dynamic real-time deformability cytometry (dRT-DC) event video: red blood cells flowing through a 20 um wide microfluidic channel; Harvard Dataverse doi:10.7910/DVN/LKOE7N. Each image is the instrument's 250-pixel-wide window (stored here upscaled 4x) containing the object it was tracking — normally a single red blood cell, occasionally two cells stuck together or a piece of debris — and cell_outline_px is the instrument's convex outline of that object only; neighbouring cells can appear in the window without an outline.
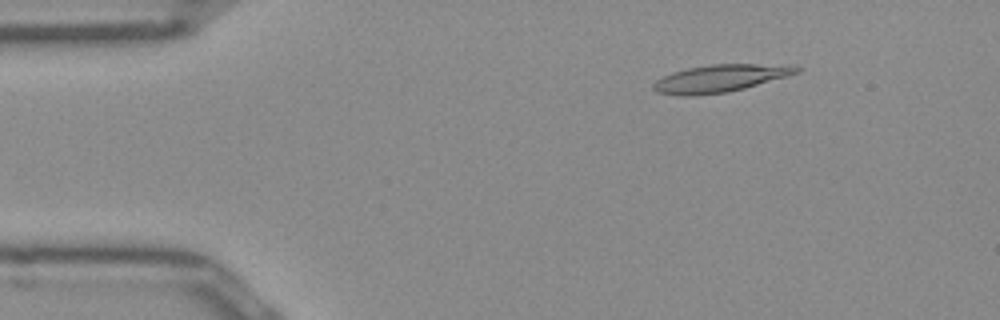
{"species": "Egyptian fruit bat (a non-hibernating species)", "species_latin": "Rousettus aegyptiacus", "temperature_condition": "room temperature", "stored_images_in_passage": 50, "camera_frame_rate_fps": 3000, "um_per_image_px": 0.085, "frame": {"image": 1, "passage_image": 7, "time_ms": 2.0, "image_size_px": [1000, 320], "cell_outline_px": [[804, 68], [800, 72], [744, 88], [728, 92], [696, 96], [680, 96], [656, 92], [652, 88], [652, 84], [656, 80], [672, 72], [688, 68], [712, 64], [796, 64]], "centroid_in_image_um": [61.25, 6.65], "position_along_channel_um": 23.7, "area_um2": 23.18}}
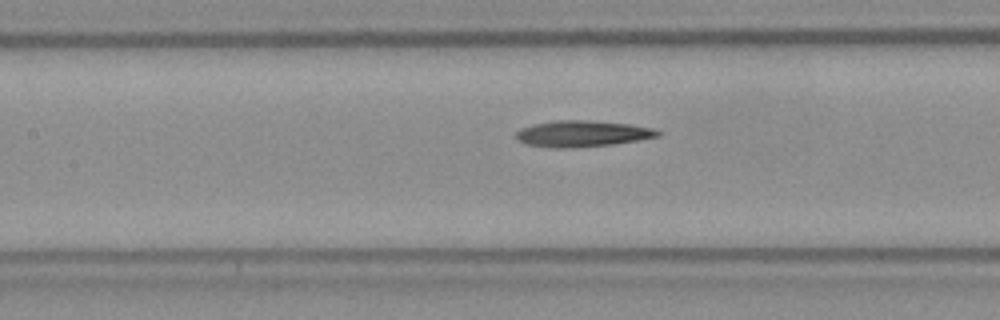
{"frame": {"image": 2, "passage_image": 22, "time_ms": 7.0, "image_size_px": [1000, 320], "cell_outline_px": [[660, 136], [612, 144], [572, 148], [552, 148], [524, 144], [516, 140], [516, 132], [520, 128], [532, 124], [556, 120], [592, 120], [628, 124], [652, 128], [660, 132]], "centroid_in_image_um": [49.41, 11.36], "position_along_channel_um": 158.0, "area_um2": 21.73}}
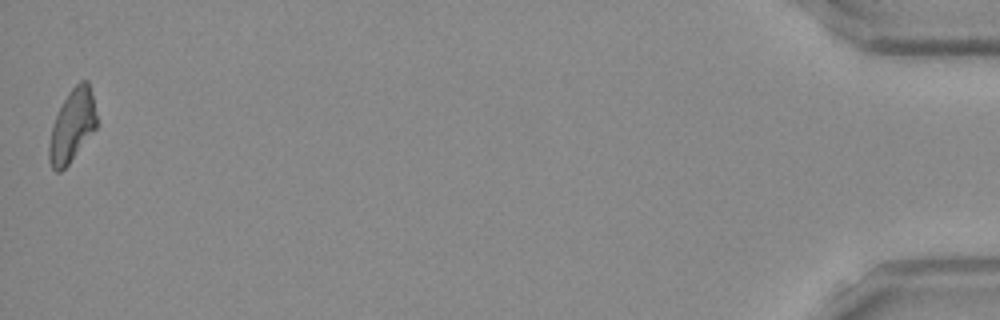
{"frame": {"image": 3, "passage_image": 50, "time_ms": 16.333, "image_size_px": [1000, 320], "cell_outline_px": [[100, 124], [68, 164], [60, 172], [56, 172], [52, 168], [48, 160], [48, 144], [52, 128], [56, 116], [68, 92], [80, 80], [88, 80]], "centroid_in_image_um": [6.16, 10.69], "position_along_channel_um": 429.0, "area_um2": 20.23}}